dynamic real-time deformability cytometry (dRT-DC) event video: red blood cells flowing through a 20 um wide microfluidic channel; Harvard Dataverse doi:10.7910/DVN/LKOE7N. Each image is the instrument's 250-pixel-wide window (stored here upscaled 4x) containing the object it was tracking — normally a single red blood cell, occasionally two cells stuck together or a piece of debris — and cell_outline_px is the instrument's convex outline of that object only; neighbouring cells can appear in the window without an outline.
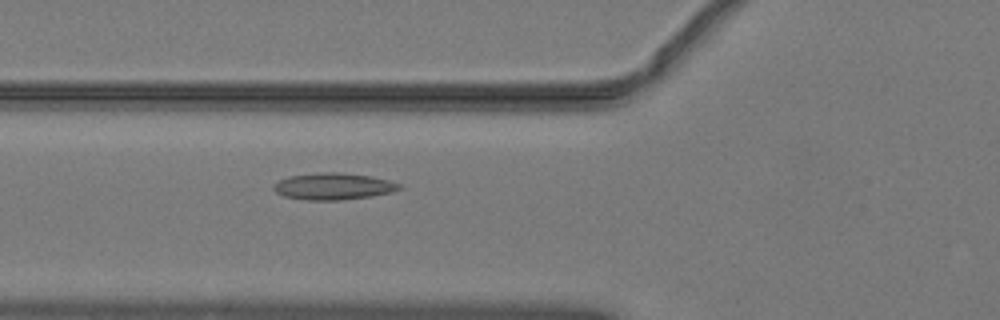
{"species": "common noctule bat (a hibernating species)", "species_latin": "Nyctalus noctula", "temperature_condition": "warm", "stored_images_in_passage": 49, "camera_frame_rate_fps": 3000, "um_per_image_px": 0.085, "animal": {"sex": "male", "body_mass_g": 19.2, "forearm_length_mm": 51.8}, "frame": {"image": 1, "passage_image": 20, "time_ms": 6.333, "image_size_px": [1000, 320], "cell_outline_px": [[404, 188], [392, 192], [372, 196], [340, 200], [304, 200], [284, 196], [276, 192], [272, 188], [272, 184], [288, 176], [320, 172], [340, 172], [372, 176], [388, 180], [400, 184]], "centroid_in_image_um": [28.33, 15.83], "position_along_channel_um": 97.5, "area_um2": 19.77}}
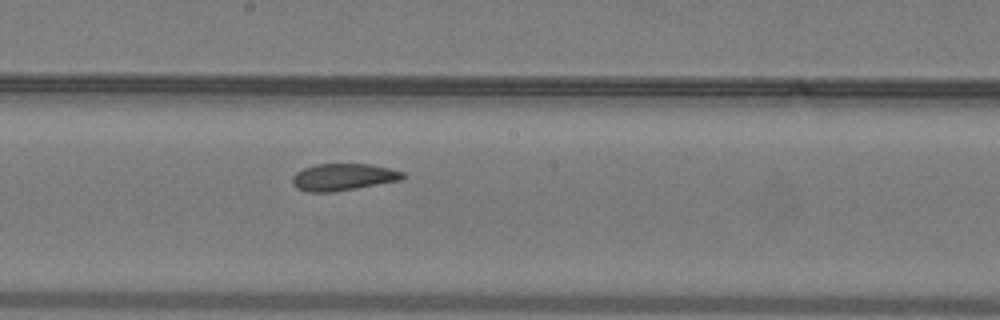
{"frame": {"image": 2, "passage_image": 29, "time_ms": 9.333, "image_size_px": [1000, 320], "cell_outline_px": [[404, 176], [400, 180], [356, 188], [332, 192], [308, 192], [296, 188], [292, 184], [292, 176], [296, 172], [304, 168], [316, 164], [372, 164], [404, 172]], "centroid_in_image_um": [29.13, 15.05], "position_along_channel_um": 219.1, "area_um2": 17.28}}
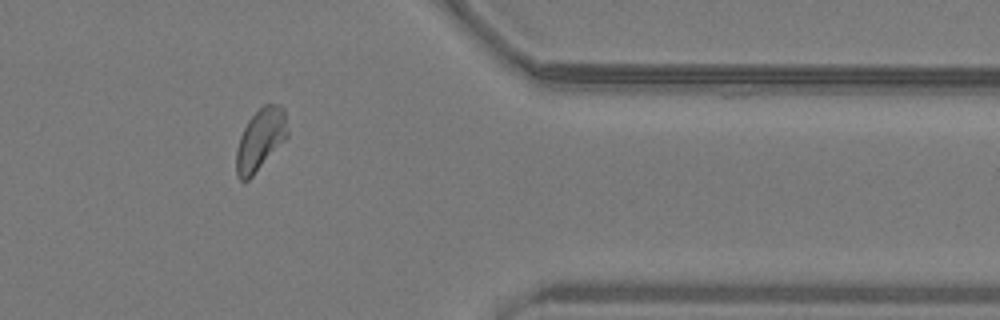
{"frame": {"image": 3, "passage_image": 43, "time_ms": 14.0, "image_size_px": [1000, 320], "cell_outline_px": [[288, 136], [252, 176], [248, 180], [240, 180], [236, 176], [236, 152], [240, 136], [248, 120], [264, 104], [280, 104], [284, 108], [288, 132]], "centroid_in_image_um": [22.13, 11.85], "position_along_channel_um": 389.3, "area_um2": 18.21}, "authors_computed_cell_mechanics": {"area_um2": 18.3804, "velocity_mm_per_s": 4.0312, "shape_relaxation_time_tau1_ms": 5.5268, "shape_relaxation_time_tau2_ms": 1.3188, "deformation_change_tau1": 0.1411, "deformation_change_tau2": 0.0571}}